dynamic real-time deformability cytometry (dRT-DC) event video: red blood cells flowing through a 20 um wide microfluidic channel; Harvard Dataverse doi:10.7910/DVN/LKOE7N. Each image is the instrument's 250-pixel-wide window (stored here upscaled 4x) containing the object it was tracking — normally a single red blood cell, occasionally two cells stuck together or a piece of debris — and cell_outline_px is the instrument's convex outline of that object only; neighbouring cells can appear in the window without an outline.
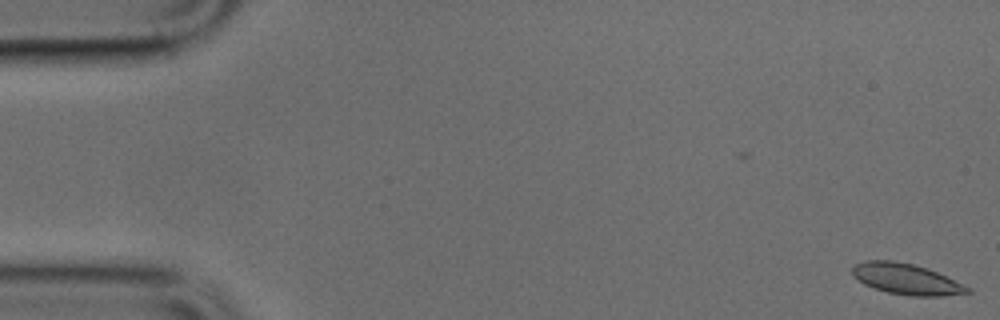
{"species": "common noctule bat (a hibernating species)", "species_latin": "Nyctalus noctula", "temperature_condition": "cold", "stored_images_in_passage": 50, "camera_frame_rate_fps": 3000, "um_per_image_px": 0.085, "animal": {"sex": "male", "body_mass_g": 17.9, "forearm_length_mm": 54.2}, "frame": {"image": 1, "passage_image": 1, "time_ms": 0.0, "image_size_px": [1000, 320], "cell_outline_px": [[972, 292], [940, 296], [912, 296], [888, 292], [872, 288], [864, 284], [852, 276], [852, 268], [856, 264], [864, 260], [892, 260], [912, 264], [928, 268], [972, 288]], "centroid_in_image_um": [77.02, 23.72], "position_along_channel_um": 8.0, "area_um2": 20.75}}
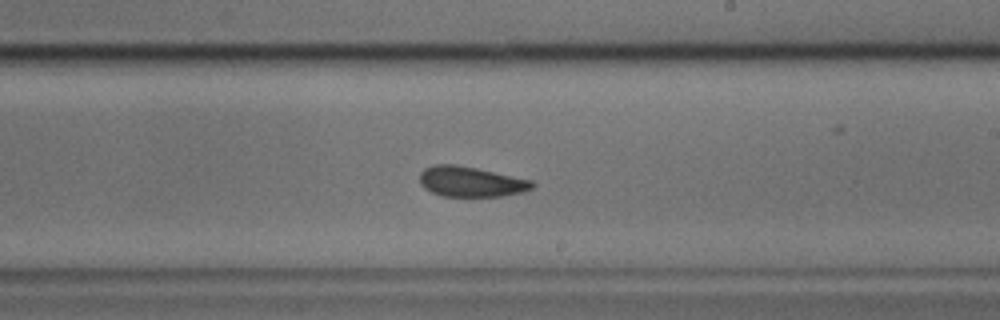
{"frame": {"image": 2, "passage_image": 29, "time_ms": 9.333, "image_size_px": [1000, 320], "cell_outline_px": [[536, 184], [532, 188], [524, 192], [500, 196], [444, 196], [432, 192], [424, 188], [420, 184], [420, 172], [424, 168], [432, 164], [456, 164], [476, 168], [532, 180]], "centroid_in_image_um": [40.01, 15.43], "position_along_channel_um": 249.0, "area_um2": 19.88}}
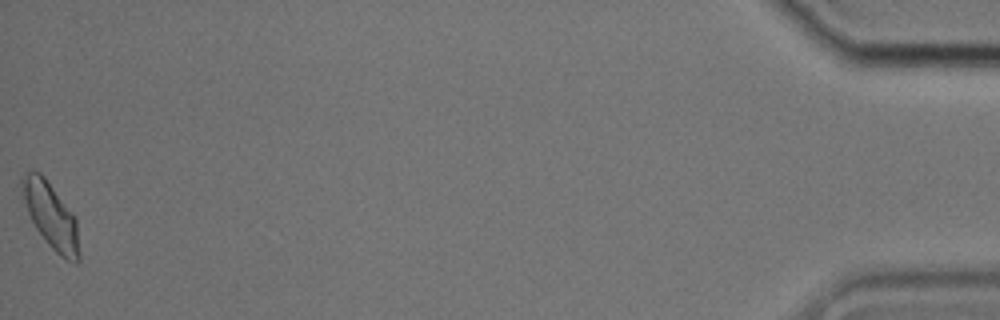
{"frame": {"image": 3, "passage_image": 50, "time_ms": 16.333, "image_size_px": [1000, 320], "cell_outline_px": [[80, 260], [76, 264], [60, 256], [48, 244], [36, 228], [28, 212], [24, 200], [20, 184], [20, 180], [32, 168], [40, 172], [44, 176], [76, 216], [80, 252]], "centroid_in_image_um": [4.35, 18.33], "position_along_channel_um": 430.8, "area_um2": 21.96}}